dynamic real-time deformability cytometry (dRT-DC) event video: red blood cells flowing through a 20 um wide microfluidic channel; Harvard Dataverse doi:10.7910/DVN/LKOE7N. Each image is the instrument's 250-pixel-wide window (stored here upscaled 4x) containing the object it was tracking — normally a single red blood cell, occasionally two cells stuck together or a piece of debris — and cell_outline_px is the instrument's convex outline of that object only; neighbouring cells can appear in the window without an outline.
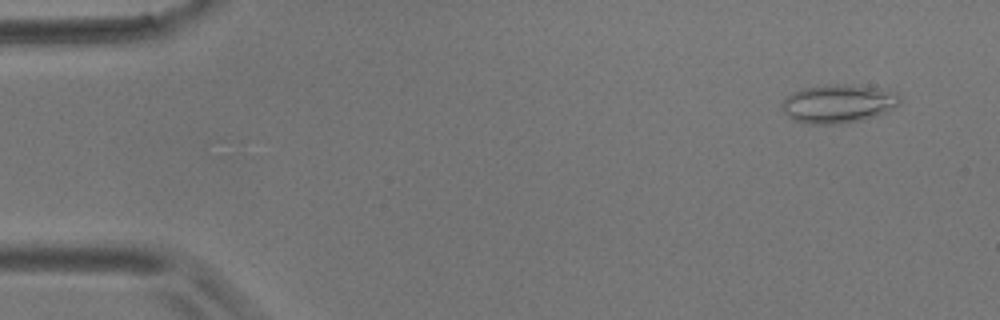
{"species": "common noctule bat (a hibernating species)", "species_latin": "Nyctalus noctula", "temperature_condition": "room temperature", "stored_images_in_passage": 56, "camera_frame_rate_fps": 3000, "um_per_image_px": 0.085, "animal": {"sex": "male", "body_mass_g": 17.9}, "frame": {"image": 1, "passage_image": 4, "time_ms": 1.0, "image_size_px": [1000, 320], "cell_outline_px": [[900, 104], [884, 112], [860, 120], [840, 124], [804, 124], [788, 116], [780, 108], [780, 104], [792, 92], [804, 88], [832, 84], [836, 84], [872, 88], [896, 92], [900, 96]], "centroid_in_image_um": [71.2, 8.83], "position_along_channel_um": 13.8, "area_um2": 26.01}}
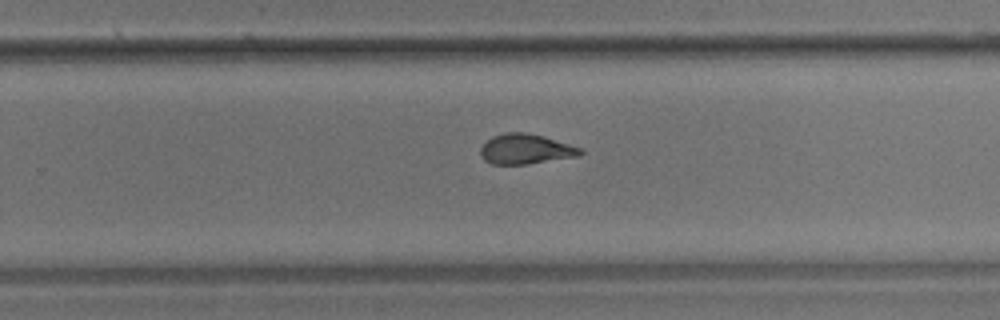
{"frame": {"image": 2, "passage_image": 36, "time_ms": 11.667, "image_size_px": [1000, 320], "cell_outline_px": [[584, 152], [580, 156], [528, 164], [492, 164], [484, 160], [480, 156], [480, 148], [492, 136], [508, 132], [524, 132], [544, 136], [584, 148]], "centroid_in_image_um": [44.72, 12.67], "position_along_channel_um": 285.1, "area_um2": 17.69}}
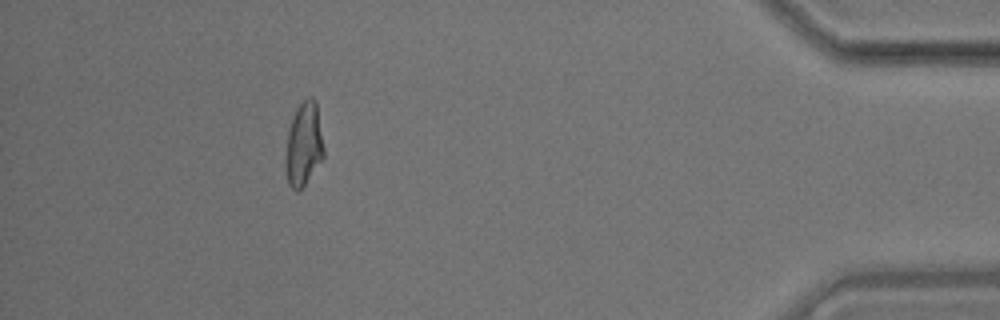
{"frame": {"image": 3, "passage_image": 51, "time_ms": 16.667, "image_size_px": [1000, 320], "cell_outline_px": [[324, 156], [304, 184], [296, 192], [288, 184], [284, 160], [288, 132], [292, 116], [296, 108], [308, 96], [312, 96], [316, 100], [324, 148]], "centroid_in_image_um": [25.8, 12.23], "position_along_channel_um": 409.4, "area_um2": 18.61}, "authors_computed_cell_mechanics": {"area_um2": 18.6405, "velocity_mm_per_s": 3.5791, "shape_relaxation_time_tau1_ms": null, "shape_relaxation_time_tau2_ms": 2.2098, "deformation_change_tau1": null, "deformation_change_tau2": 0.0988}}